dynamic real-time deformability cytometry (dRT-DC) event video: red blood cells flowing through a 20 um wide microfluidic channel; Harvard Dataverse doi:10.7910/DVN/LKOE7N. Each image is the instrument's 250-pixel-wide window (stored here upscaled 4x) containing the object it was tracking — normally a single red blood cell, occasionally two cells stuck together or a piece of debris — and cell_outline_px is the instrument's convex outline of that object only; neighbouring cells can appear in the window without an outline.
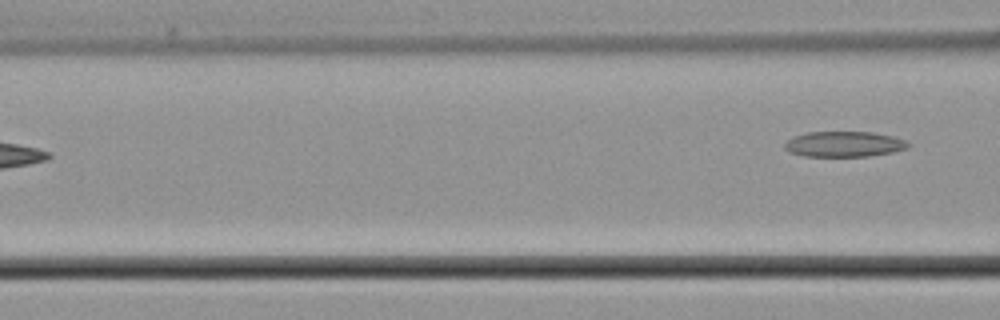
{"species": "common noctule bat (a hibernating species)", "species_latin": "Nyctalus noctula", "temperature_condition": "cold", "stored_images_in_passage": 7, "camera_frame_rate_fps": 3000, "um_per_image_px": 0.085, "animal": {"sex": "male", "body_mass_g": 21.5, "forearm_length_mm": 52.0}, "frame": {"image": 1, "passage_image": 7, "time_ms": 7.667, "image_size_px": [1000, 320], "cell_outline_px": [[912, 144], [908, 148], [892, 152], [868, 156], [804, 156], [788, 152], [784, 148], [784, 144], [792, 136], [808, 132], [872, 132], [892, 136], [904, 140]], "centroid_in_image_um": [71.73, 12.25], "position_along_channel_um": 94.9, "area_um2": 18.38}}